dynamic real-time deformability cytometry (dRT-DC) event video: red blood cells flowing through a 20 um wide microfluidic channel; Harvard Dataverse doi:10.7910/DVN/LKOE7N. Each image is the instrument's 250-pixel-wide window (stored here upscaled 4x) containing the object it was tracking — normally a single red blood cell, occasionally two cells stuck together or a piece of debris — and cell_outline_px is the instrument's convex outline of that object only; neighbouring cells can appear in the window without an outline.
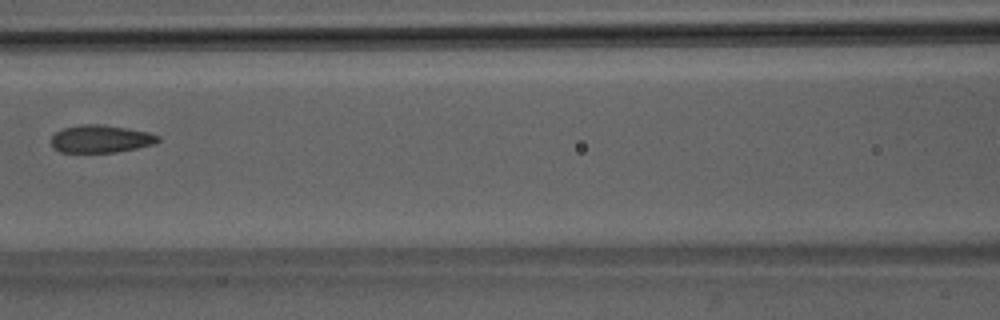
{"species": "Egyptian fruit bat (a non-hibernating species)", "species_latin": "Rousettus aegyptiacus", "temperature_condition": "room temperature", "stored_images_in_passage": 8, "camera_frame_rate_fps": 3000, "um_per_image_px": 0.085, "animal": {"sex": "male"}, "frame": {"image": 1, "passage_image": 7, "time_ms": 7.0, "image_size_px": [1000, 320], "cell_outline_px": [[160, 140], [152, 144], [136, 148], [116, 152], [60, 152], [52, 148], [52, 136], [56, 132], [64, 128], [80, 124], [104, 124], [128, 128], [148, 132], [160, 136]], "centroid_in_image_um": [8.55, 11.79], "position_along_channel_um": 158.0, "area_um2": 17.22}}